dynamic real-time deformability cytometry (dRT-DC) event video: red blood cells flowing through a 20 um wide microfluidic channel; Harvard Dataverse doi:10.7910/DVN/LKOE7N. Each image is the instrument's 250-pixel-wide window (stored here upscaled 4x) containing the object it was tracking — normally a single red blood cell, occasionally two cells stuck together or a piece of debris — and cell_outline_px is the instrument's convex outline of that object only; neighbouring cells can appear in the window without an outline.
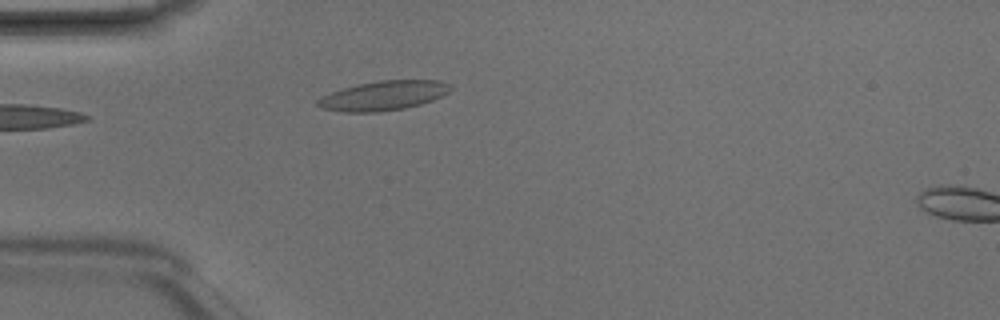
{"species": "Egyptian fruit bat (a non-hibernating species)", "species_latin": "Rousettus aegyptiacus", "temperature_condition": "room temperature", "stored_images_in_passage": 4, "camera_frame_rate_fps": 3000, "um_per_image_px": 0.085, "animal": {"sex": "male"}, "frame": {"image": 1, "passage_image": 4, "time_ms": 1.0, "image_size_px": [1000, 320], "cell_outline_px": [[452, 88], [448, 92], [432, 100], [420, 104], [404, 108], [380, 112], [340, 112], [320, 108], [316, 104], [316, 100], [332, 92], [356, 84], [380, 80], [436, 80], [448, 84]], "centroid_in_image_um": [32.55, 8.13], "position_along_channel_um": 52.5, "area_um2": 22.66}}